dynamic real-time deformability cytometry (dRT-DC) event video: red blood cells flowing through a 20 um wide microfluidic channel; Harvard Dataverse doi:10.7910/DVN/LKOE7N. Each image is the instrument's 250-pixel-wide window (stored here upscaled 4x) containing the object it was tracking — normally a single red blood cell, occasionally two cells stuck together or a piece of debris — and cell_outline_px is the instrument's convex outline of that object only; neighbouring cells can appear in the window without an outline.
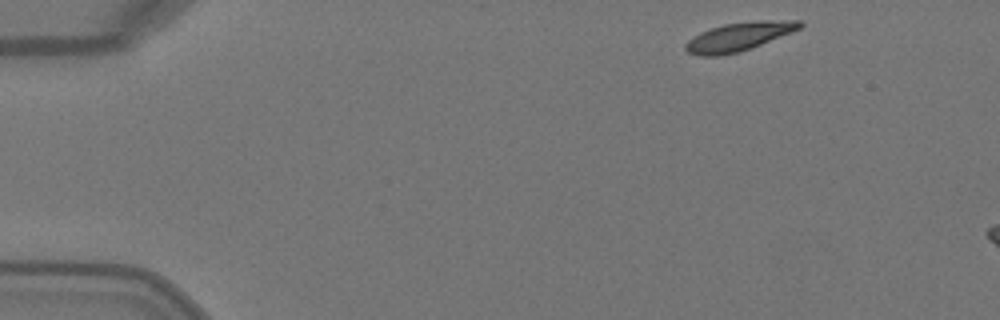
{"species": "Egyptian fruit bat (a non-hibernating species)", "species_latin": "Rousettus aegyptiacus", "temperature_condition": "warm", "stored_images_in_passage": 5, "camera_frame_rate_fps": 3000, "um_per_image_px": 0.085, "animal": {"sex": "female"}, "frame": {"image": 1, "passage_image": 1, "time_ms": 0.0, "image_size_px": [1000, 320], "cell_outline_px": [[804, 24], [800, 28], [792, 32], [752, 48], [740, 52], [720, 56], [700, 56], [688, 52], [684, 48], [684, 44], [688, 40], [700, 32], [724, 24], [764, 20], [804, 20]], "centroid_in_image_um": [62.82, 3.12], "position_along_channel_um": 22.2, "area_um2": 19.07}}